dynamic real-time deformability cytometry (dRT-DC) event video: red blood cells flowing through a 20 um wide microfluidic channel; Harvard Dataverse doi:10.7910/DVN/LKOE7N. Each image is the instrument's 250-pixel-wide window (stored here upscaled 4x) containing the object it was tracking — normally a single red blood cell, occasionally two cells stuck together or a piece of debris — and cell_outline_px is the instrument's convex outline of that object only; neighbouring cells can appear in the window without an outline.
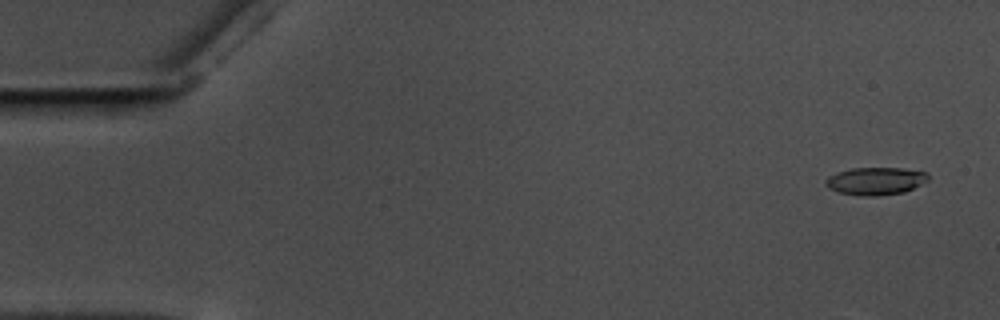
{"species": "common noctule bat (a hibernating species)", "species_latin": "Nyctalus noctula", "temperature_condition": "warm", "stored_images_in_passage": 58, "segment_of_instrument_passage": [1, 2], "camera_frame_rate_fps": 3000, "um_per_image_px": 0.085, "animal": {"sex": "male", "body_mass_g": 17.5, "forearm_length_mm": 52.3}, "frame": {"image": 1, "passage_image": 3, "time_ms": 0.667, "image_size_px": [1000, 320], "cell_outline_px": [[928, 180], [904, 192], [872, 196], [860, 196], [840, 192], [828, 188], [824, 184], [824, 180], [828, 176], [836, 172], [852, 168], [900, 168], [928, 172]], "centroid_in_image_um": [74.38, 15.38], "position_along_channel_um": 10.6, "area_um2": 16.47}}